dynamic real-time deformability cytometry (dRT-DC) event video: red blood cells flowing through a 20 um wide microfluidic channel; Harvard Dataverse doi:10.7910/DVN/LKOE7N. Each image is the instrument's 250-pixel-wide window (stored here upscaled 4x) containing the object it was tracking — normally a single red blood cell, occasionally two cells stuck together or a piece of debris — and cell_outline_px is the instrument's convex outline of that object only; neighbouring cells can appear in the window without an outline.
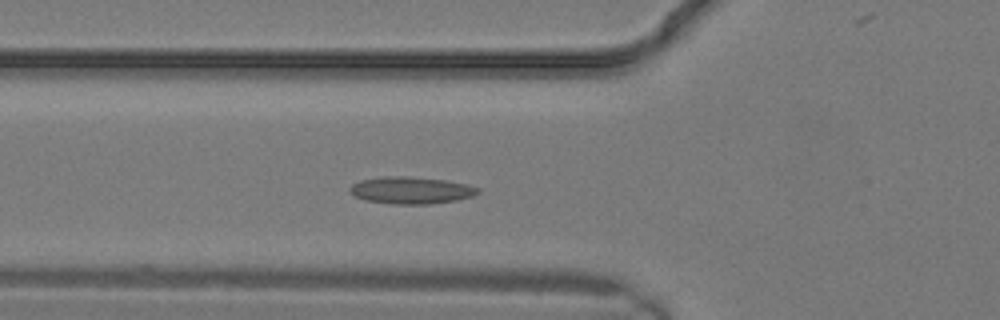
{"species": "common noctule bat (a hibernating species)", "species_latin": "Nyctalus noctula", "temperature_condition": "warm", "stored_images_in_passage": 12, "camera_frame_rate_fps": 3000, "um_per_image_px": 0.085, "animal": {"sex": "male", "body_mass_g": 19.2, "forearm_length_mm": 51.8}, "frame": {"image": 1, "passage_image": 2, "time_ms": 0.333, "image_size_px": [1000, 320], "cell_outline_px": [[480, 192], [472, 196], [456, 200], [428, 204], [392, 204], [364, 200], [348, 192], [348, 188], [352, 184], [360, 180], [380, 176], [408, 176], [444, 180], [468, 184], [480, 188]], "centroid_in_image_um": [34.91, 16.17], "position_along_channel_um": 90.9, "area_um2": 20.35}}
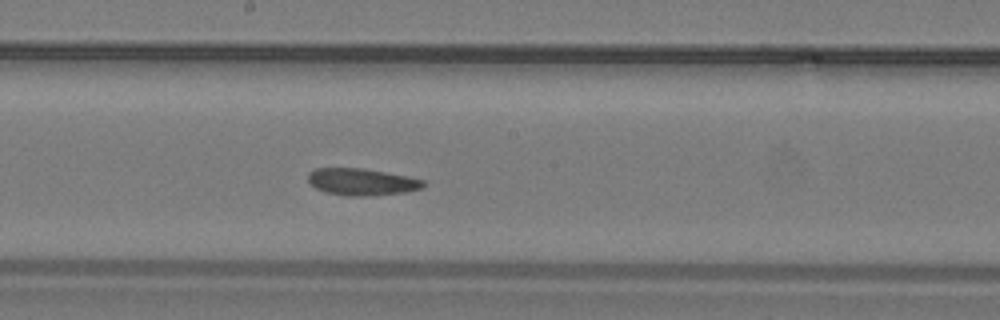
{"frame": {"image": 2, "passage_image": 7, "time_ms": 2.0, "image_size_px": [1000, 320], "cell_outline_px": [[428, 184], [420, 188], [404, 192], [368, 196], [344, 196], [324, 192], [316, 188], [308, 180], [308, 172], [316, 168], [364, 168], [424, 180]], "centroid_in_image_um": [30.71, 15.46], "position_along_channel_um": 217.5, "area_um2": 18.03}}
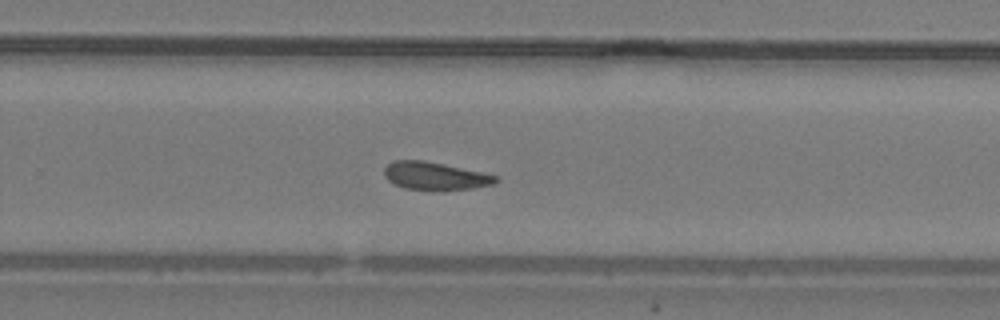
{"frame": {"image": 3, "passage_image": 10, "time_ms": 3.0, "image_size_px": [1000, 320], "cell_outline_px": [[500, 180], [492, 184], [472, 188], [444, 192], [404, 188], [392, 184], [384, 176], [384, 168], [392, 160], [424, 160], [484, 172], [500, 176]], "centroid_in_image_um": [37.0, 14.98], "position_along_channel_um": 292.8, "area_um2": 18.73}}